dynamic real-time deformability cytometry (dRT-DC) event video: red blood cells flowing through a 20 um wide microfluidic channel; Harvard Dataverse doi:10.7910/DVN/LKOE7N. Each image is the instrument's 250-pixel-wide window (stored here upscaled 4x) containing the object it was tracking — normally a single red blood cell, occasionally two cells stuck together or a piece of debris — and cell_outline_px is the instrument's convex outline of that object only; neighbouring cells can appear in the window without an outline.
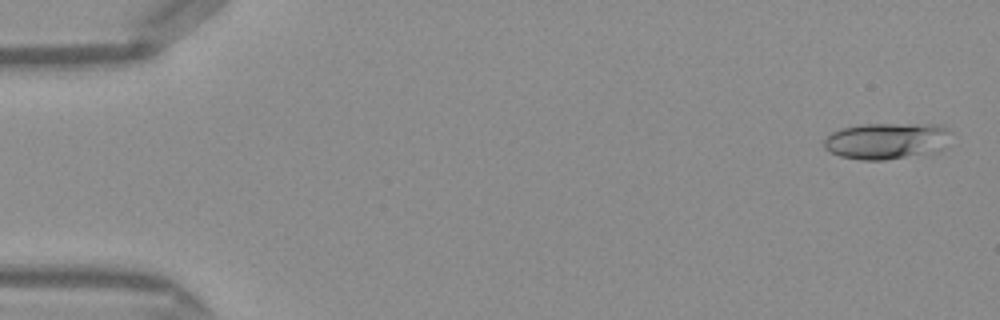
{"species": "Egyptian fruit bat (a non-hibernating species)", "species_latin": "Rousettus aegyptiacus", "temperature_condition": "warm", "stored_images_in_passage": 49, "camera_frame_rate_fps": 3000, "um_per_image_px": 0.085, "frame": {"image": 1, "passage_image": 2, "time_ms": 0.333, "image_size_px": [1000, 320], "cell_outline_px": [[952, 132], [944, 148], [884, 160], [860, 160], [840, 156], [824, 148], [824, 140], [832, 132], [840, 128], [860, 124], [936, 124]], "centroid_in_image_um": [75.31, 11.95], "position_along_channel_um": 9.7, "area_um2": 26.53}}
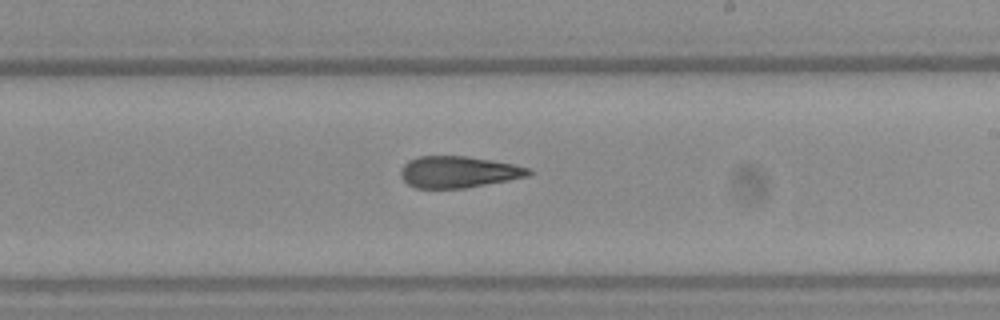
{"frame": {"image": 2, "passage_image": 29, "time_ms": 9.333, "image_size_px": [1000, 320], "cell_outline_px": [[532, 172], [528, 176], [508, 180], [464, 188], [416, 188], [408, 184], [400, 176], [400, 168], [408, 160], [416, 156], [468, 156], [492, 160], [532, 168]], "centroid_in_image_um": [38.94, 14.6], "position_along_channel_um": 250.1, "area_um2": 23.58}}
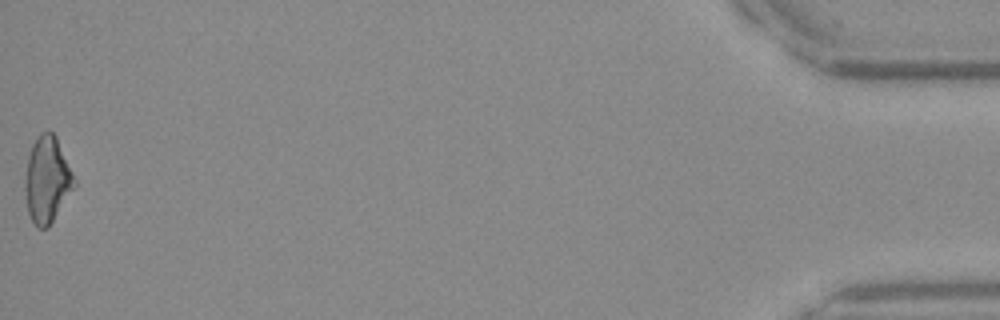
{"frame": {"image": 3, "passage_image": 49, "time_ms": 16.0, "image_size_px": [1000, 320], "cell_outline_px": [[76, 184], [48, 228], [40, 228], [32, 220], [28, 212], [24, 188], [24, 176], [28, 156], [32, 144], [36, 136], [40, 132], [48, 128], [56, 136], [76, 180]], "centroid_in_image_um": [3.99, 15.22], "position_along_channel_um": 431.2, "area_um2": 24.8}, "authors_computed_cell_mechanics": {"area_um2": 24.1026, "velocity_mm_per_s": 4.1753, "shape_relaxation_time_tau1_ms": null, "shape_relaxation_time_tau2_ms": 3.8469, "deformation_change_tau1": null, "deformation_change_tau2": 0.1529}}